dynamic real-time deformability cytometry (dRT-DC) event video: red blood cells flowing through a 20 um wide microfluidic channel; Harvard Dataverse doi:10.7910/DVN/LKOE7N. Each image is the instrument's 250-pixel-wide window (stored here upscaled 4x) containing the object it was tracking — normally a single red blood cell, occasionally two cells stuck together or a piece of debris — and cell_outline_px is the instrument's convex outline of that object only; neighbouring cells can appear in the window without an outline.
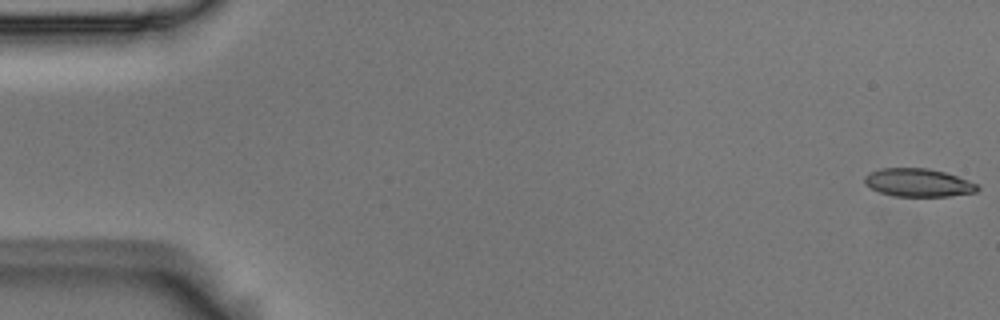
{"species": "Egyptian fruit bat (a non-hibernating species)", "species_latin": "Rousettus aegyptiacus", "temperature_condition": "room temperature", "stored_images_in_passage": 9, "camera_frame_rate_fps": 3000, "um_per_image_px": 0.085, "animal": {"sex": "male"}, "frame": {"image": 1, "passage_image": 1, "time_ms": 0.0, "image_size_px": [1000, 320], "cell_outline_px": [[980, 188], [976, 192], [948, 196], [892, 196], [880, 192], [864, 184], [864, 176], [868, 172], [880, 168], [928, 168], [944, 172], [968, 180], [976, 184]], "centroid_in_image_um": [78.01, 15.52], "position_along_channel_um": 7.0, "area_um2": 18.5}}
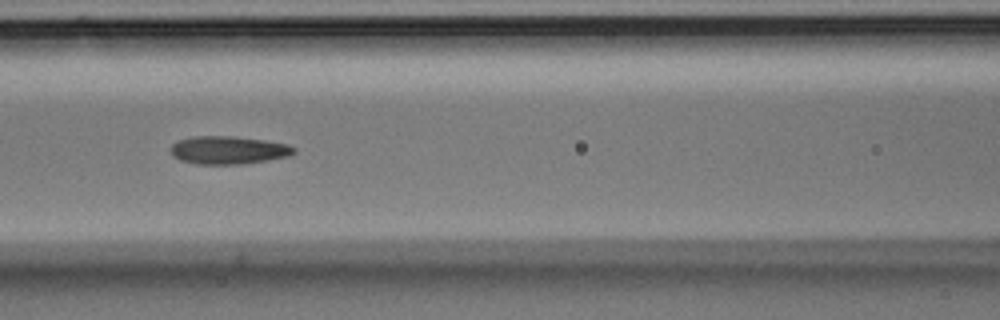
{"frame": {"image": 2, "passage_image": 7, "time_ms": 2.0, "image_size_px": [1000, 320], "cell_outline_px": [[296, 152], [288, 156], [240, 164], [196, 164], [180, 160], [172, 156], [172, 144], [180, 140], [192, 136], [232, 136], [264, 140], [288, 144], [296, 148]], "centroid_in_image_um": [19.41, 12.75], "position_along_channel_um": 147.2, "area_um2": 19.94}}
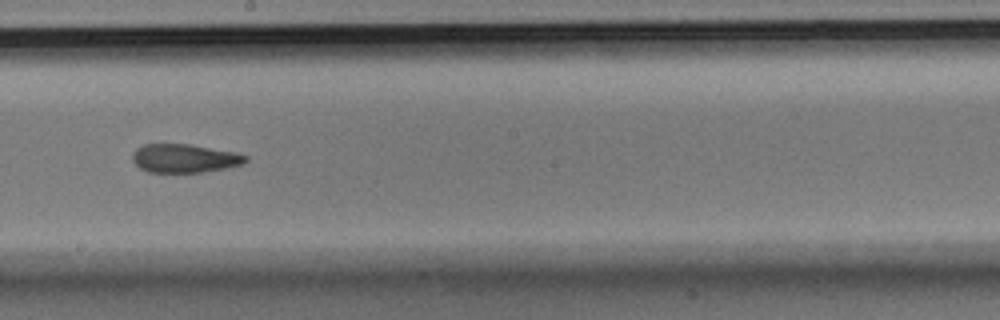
{"frame": {"image": 3, "passage_image": 9, "time_ms": 2.667, "image_size_px": [1000, 320], "cell_outline_px": [[248, 160], [244, 164], [228, 168], [204, 172], [148, 172], [140, 168], [132, 160], [132, 152], [136, 148], [144, 144], [188, 144], [236, 152], [248, 156]], "centroid_in_image_um": [15.7, 13.46], "position_along_channel_um": 232.5, "area_um2": 19.02}}